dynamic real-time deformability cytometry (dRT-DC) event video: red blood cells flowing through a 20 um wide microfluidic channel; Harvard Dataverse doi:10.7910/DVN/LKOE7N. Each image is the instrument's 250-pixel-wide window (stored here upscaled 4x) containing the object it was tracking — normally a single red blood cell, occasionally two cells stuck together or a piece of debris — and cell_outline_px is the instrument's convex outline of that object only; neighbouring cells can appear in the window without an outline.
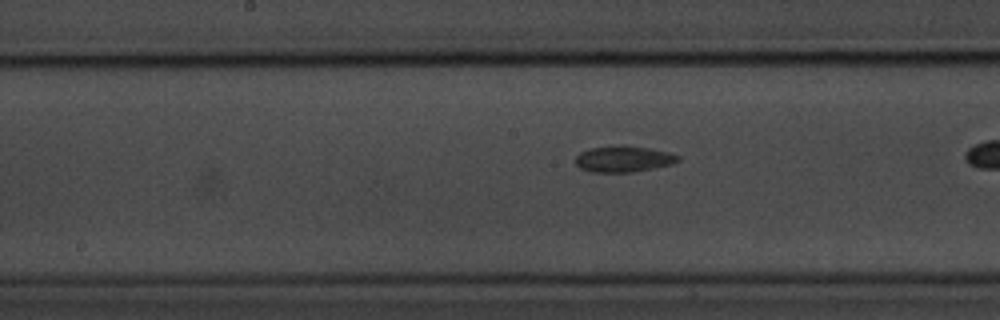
{"species": "common noctule bat (a hibernating species)", "species_latin": "Nyctalus noctula", "temperature_condition": "room temperature", "stored_images_in_passage": 27, "camera_frame_rate_fps": 3000, "um_per_image_px": 0.085, "animal": {"sex": "male", "body_mass_g": 20.1, "forearm_length_mm": 53.5}, "frame": {"image": 1, "passage_image": 12, "time_ms": 3.667, "image_size_px": [1000, 320], "cell_outline_px": [[680, 160], [672, 164], [632, 172], [592, 172], [580, 168], [576, 164], [576, 156], [580, 152], [588, 148], [648, 148], [668, 152], [680, 156]], "centroid_in_image_um": [53.0, 13.56], "position_along_channel_um": 195.2, "area_um2": 14.85}}